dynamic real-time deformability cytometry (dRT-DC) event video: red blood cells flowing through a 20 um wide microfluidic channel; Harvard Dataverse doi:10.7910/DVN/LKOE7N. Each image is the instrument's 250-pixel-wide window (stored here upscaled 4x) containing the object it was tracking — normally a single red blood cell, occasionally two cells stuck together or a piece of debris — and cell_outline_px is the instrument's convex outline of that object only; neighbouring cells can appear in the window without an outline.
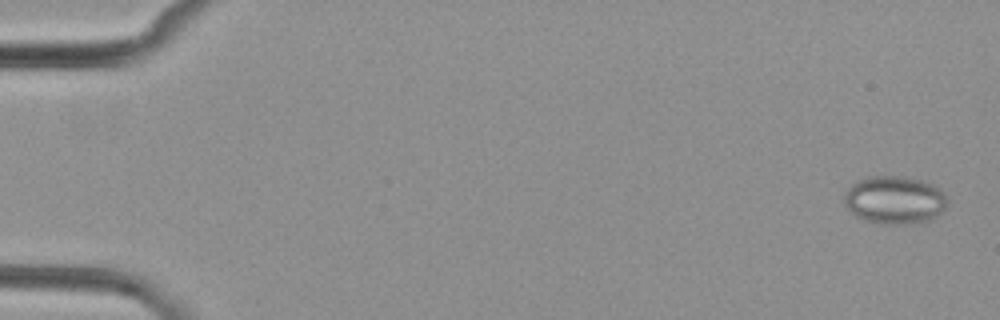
{"species": "common noctule bat (a hibernating species)", "species_latin": "Nyctalus noctula", "temperature_condition": "cold", "stored_images_in_passage": 2, "camera_frame_rate_fps": 3000, "um_per_image_px": 0.085, "animal": {"sex": "female", "body_mass_g": 29.2, "forearm_length_mm": 56.3}, "frame": {"image": 1, "passage_image": 2, "time_ms": 1.333, "image_size_px": [1000, 320], "cell_outline_px": [[948, 204], [932, 220], [904, 224], [880, 224], [864, 220], [856, 216], [844, 204], [844, 192], [856, 180], [868, 176], [904, 176], [920, 180], [944, 192], [948, 200]], "centroid_in_image_um": [76.01, 17.0], "position_along_channel_um": 9.0, "area_um2": 28.9}}